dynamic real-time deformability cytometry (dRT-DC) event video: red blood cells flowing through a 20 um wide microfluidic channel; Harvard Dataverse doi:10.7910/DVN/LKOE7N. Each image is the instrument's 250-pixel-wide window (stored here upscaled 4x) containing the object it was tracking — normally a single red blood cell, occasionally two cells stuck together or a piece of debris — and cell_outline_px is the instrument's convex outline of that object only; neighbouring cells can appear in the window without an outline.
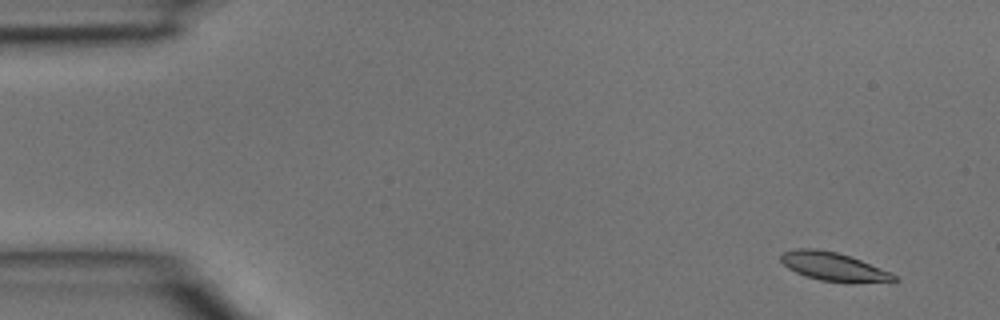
{"species": "common noctule bat (a hibernating species)", "species_latin": "Nyctalus noctula", "temperature_condition": "room temperature", "stored_images_in_passage": 4, "camera_frame_rate_fps": 3000, "um_per_image_px": 0.085, "animal": {"sex": "male", "body_mass_g": 15.6}, "frame": {"image": 1, "passage_image": 1, "time_ms": 0.0, "image_size_px": [1000, 320], "cell_outline_px": [[900, 280], [892, 284], [852, 284], [820, 280], [804, 276], [788, 268], [780, 260], [780, 256], [784, 252], [796, 248], [816, 248], [836, 252], [852, 256], [892, 272]], "centroid_in_image_um": [71.01, 22.72], "position_along_channel_um": 14.0, "area_um2": 19.83}}
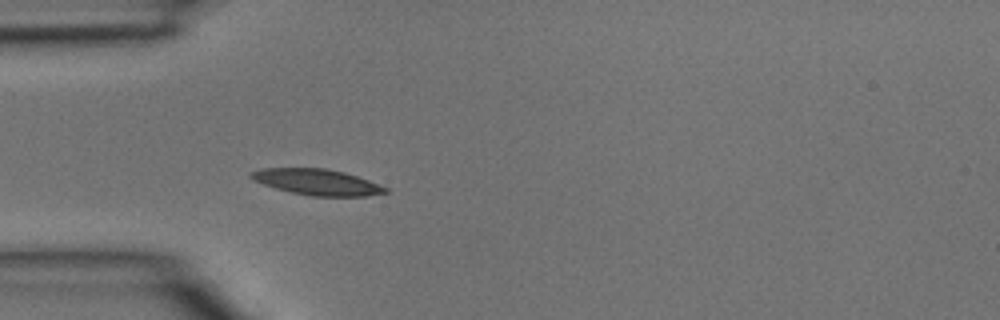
{"frame": {"image": 2, "passage_image": 4, "time_ms": 1.0, "image_size_px": [1000, 320], "cell_outline_px": [[388, 192], [368, 196], [312, 196], [292, 192], [276, 188], [252, 180], [248, 176], [252, 172], [260, 168], [324, 168], [344, 172], [368, 180], [388, 188]], "centroid_in_image_um": [26.94, 15.47], "position_along_channel_um": 58.1, "area_um2": 20.17}}